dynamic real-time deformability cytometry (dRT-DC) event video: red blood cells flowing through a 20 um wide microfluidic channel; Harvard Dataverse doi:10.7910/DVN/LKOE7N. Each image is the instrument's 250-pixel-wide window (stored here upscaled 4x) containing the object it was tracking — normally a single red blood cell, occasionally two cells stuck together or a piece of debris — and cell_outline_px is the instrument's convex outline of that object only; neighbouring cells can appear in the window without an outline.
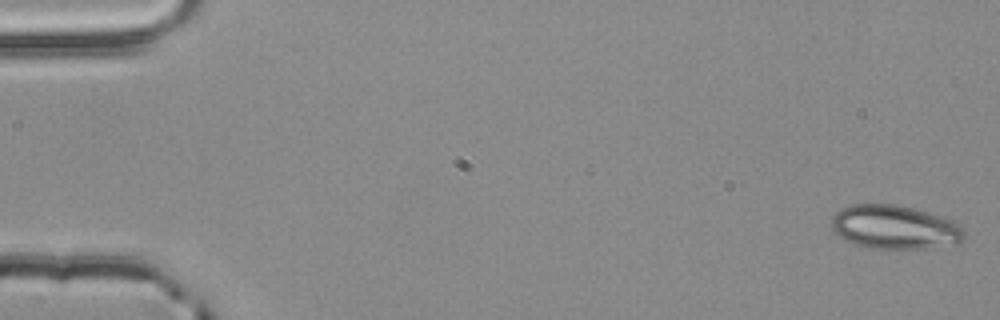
{"species": "common noctule bat (a hibernating species)", "species_latin": "Nyctalus noctula", "temperature_condition": "room temperature", "stored_images_in_passage": 20, "camera_frame_rate_fps": 3000, "um_per_image_px": 0.085, "animal": {"sex": "male", "body_mass_g": 20.4}, "frame": {"image": 1, "passage_image": 1, "time_ms": 0.0, "image_size_px": [1000, 320], "cell_outline_px": [[964, 240], [932, 248], [868, 248], [856, 244], [840, 236], [832, 228], [832, 216], [840, 208], [852, 204], [896, 204], [912, 208], [952, 220], [960, 224], [964, 228]], "centroid_in_image_um": [76.04, 19.3], "position_along_channel_um": 9.0, "area_um2": 33.58}}